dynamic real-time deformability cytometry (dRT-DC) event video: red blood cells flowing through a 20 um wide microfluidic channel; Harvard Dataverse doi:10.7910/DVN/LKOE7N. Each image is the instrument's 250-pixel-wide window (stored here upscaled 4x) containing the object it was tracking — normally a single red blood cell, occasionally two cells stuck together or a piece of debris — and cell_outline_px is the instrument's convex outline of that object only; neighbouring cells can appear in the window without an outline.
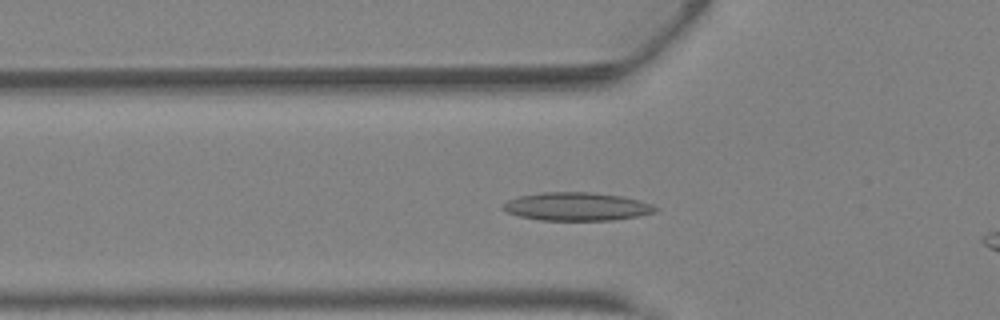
{"species": "Egyptian fruit bat (a non-hibernating species)", "species_latin": "Rousettus aegyptiacus", "temperature_condition": "warm", "stored_images_in_passage": 34, "camera_frame_rate_fps": 3000, "um_per_image_px": 0.085, "animal": {"sex": "female"}, "frame": {"image": 1, "passage_image": 9, "time_ms": 2.667, "image_size_px": [1000, 320], "cell_outline_px": [[660, 208], [656, 212], [636, 216], [612, 220], [540, 220], [520, 216], [508, 212], [500, 208], [508, 200], [520, 196], [540, 192], [592, 192], [620, 196], [636, 200]], "centroid_in_image_um": [48.99, 17.55], "position_along_channel_um": 76.8, "area_um2": 24.8}}
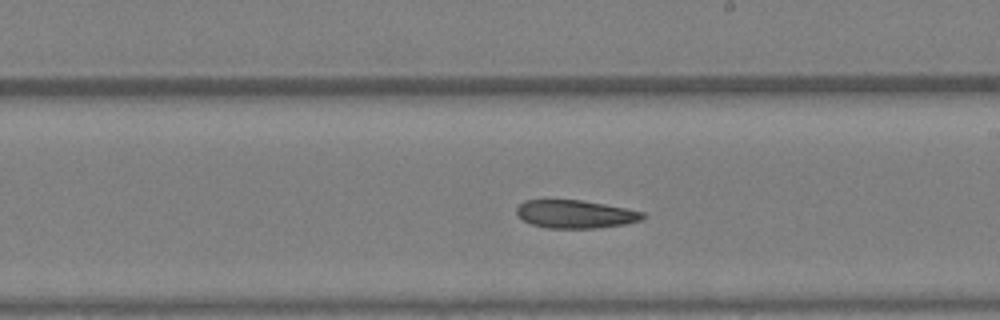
{"frame": {"image": 2, "passage_image": 19, "time_ms": 6.0, "image_size_px": [1000, 320], "cell_outline_px": [[644, 216], [640, 220], [624, 224], [596, 228], [548, 228], [532, 224], [516, 216], [516, 208], [524, 200], [580, 200], [604, 204], [644, 212]], "centroid_in_image_um": [48.86, 18.2], "position_along_channel_um": 240.1, "area_um2": 20.46}}
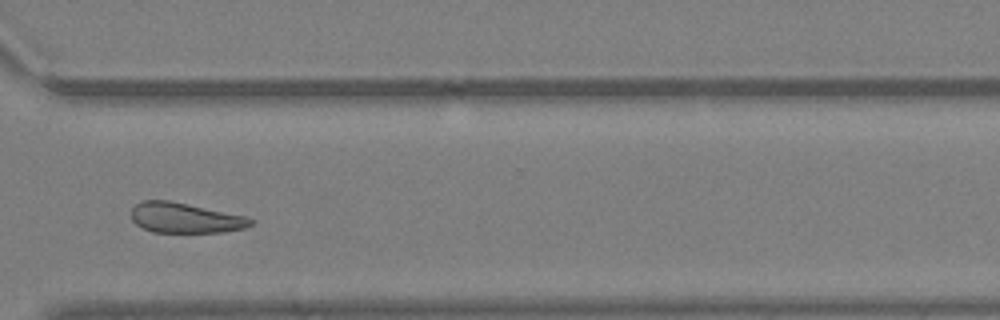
{"frame": {"image": 3, "passage_image": 26, "time_ms": 8.333, "image_size_px": [1000, 320], "cell_outline_px": [[252, 224], [244, 228], [224, 232], [152, 232], [136, 224], [132, 220], [132, 208], [136, 204], [144, 200], [168, 200], [244, 216], [252, 220]], "centroid_in_image_um": [15.69, 18.52], "position_along_channel_um": 354.9, "area_um2": 20.63}}